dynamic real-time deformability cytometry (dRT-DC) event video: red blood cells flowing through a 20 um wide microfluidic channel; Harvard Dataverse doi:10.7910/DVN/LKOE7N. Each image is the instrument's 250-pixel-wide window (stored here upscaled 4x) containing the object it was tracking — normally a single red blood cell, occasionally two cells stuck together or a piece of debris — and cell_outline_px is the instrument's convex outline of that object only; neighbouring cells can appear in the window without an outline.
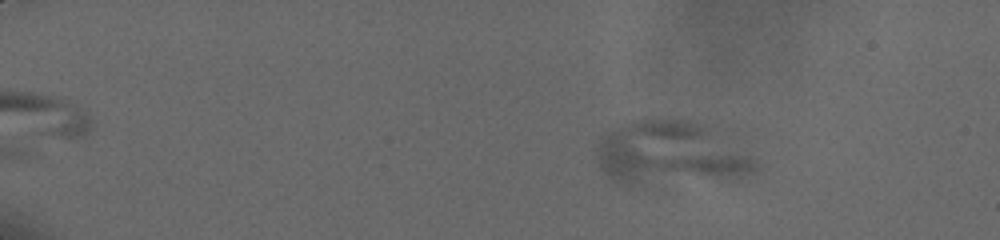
{"species": "human", "species_latin": "Homo sapiens", "temperature_condition": "cold", "stored_images_in_passage": 12, "camera_frame_rate_fps": 3000, "um_per_image_px": 0.085, "donor": {"sex": "male"}, "frame": {"image": 1, "passage_image": 3, "time_ms": 2.0, "image_size_px": [1000, 240], "cell_outline_px": [[760, 168], [748, 180], [640, 184], [624, 184], [612, 180], [600, 168], [596, 160], [596, 148], [600, 140], [608, 132], [632, 120], [688, 120], [704, 124], [756, 156], [760, 164]], "centroid_in_image_um": [57.13, 13.09], "position_along_channel_um": 27.9, "area_um2": 60.23}}